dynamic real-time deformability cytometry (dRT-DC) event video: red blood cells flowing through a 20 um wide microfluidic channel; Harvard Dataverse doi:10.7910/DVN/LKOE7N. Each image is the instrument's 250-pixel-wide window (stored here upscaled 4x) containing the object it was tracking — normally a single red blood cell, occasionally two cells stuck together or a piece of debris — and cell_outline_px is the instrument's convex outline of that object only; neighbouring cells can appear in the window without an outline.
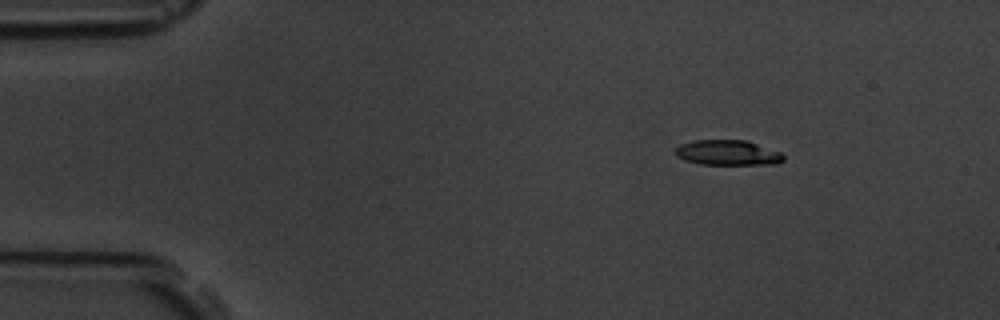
{"species": "common noctule bat (a hibernating species)", "species_latin": "Nyctalus noctula", "temperature_condition": "room temperature", "stored_images_in_passage": 3, "camera_frame_rate_fps": 3000, "um_per_image_px": 0.085, "animal": {"sex": "male", "body_mass_g": 19.5, "forearm_length_mm": 54.6}, "frame": {"image": 1, "passage_image": 1, "time_ms": 0.0, "image_size_px": [1000, 320], "cell_outline_px": [[784, 160], [776, 164], [700, 164], [684, 160], [676, 156], [676, 148], [680, 144], [696, 140], [744, 140], [780, 152], [784, 156]], "centroid_in_image_um": [61.83, 12.98], "position_along_channel_um": 23.2, "area_um2": 15.66}}